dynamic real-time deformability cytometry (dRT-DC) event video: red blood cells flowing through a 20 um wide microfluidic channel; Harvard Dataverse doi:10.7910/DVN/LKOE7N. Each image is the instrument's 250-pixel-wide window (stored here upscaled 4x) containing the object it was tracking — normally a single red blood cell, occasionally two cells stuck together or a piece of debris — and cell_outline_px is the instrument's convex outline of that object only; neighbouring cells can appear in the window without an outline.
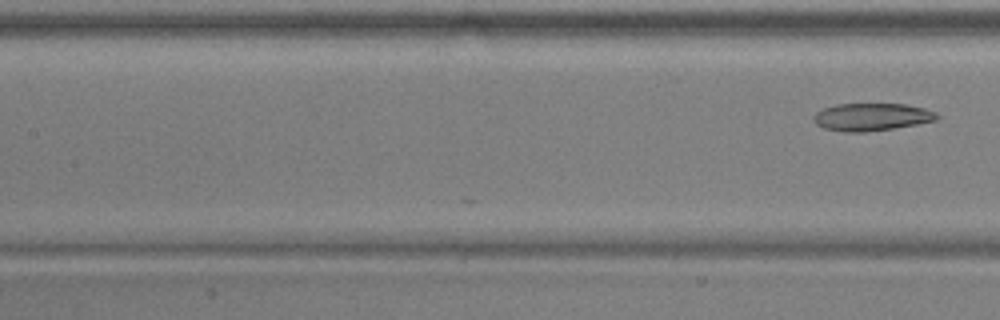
{"species": "common noctule bat (a hibernating species)", "species_latin": "Nyctalus noctula", "temperature_condition": "warm", "stored_images_in_passage": 15, "camera_frame_rate_fps": 3000, "um_per_image_px": 0.085, "animal": {"sex": "male", "body_mass_g": 17.9, "forearm_length_mm": 54.2}, "frame": {"image": 1, "passage_image": 15, "time_ms": 4.667, "image_size_px": [1000, 320], "cell_outline_px": [[940, 116], [936, 120], [916, 124], [892, 128], [864, 132], [844, 132], [824, 128], [816, 124], [812, 120], [812, 116], [816, 112], [824, 108], [836, 104], [904, 104], [924, 108], [936, 112]], "centroid_in_image_um": [74.06, 9.94], "position_along_channel_um": 133.3, "area_um2": 19.77}}